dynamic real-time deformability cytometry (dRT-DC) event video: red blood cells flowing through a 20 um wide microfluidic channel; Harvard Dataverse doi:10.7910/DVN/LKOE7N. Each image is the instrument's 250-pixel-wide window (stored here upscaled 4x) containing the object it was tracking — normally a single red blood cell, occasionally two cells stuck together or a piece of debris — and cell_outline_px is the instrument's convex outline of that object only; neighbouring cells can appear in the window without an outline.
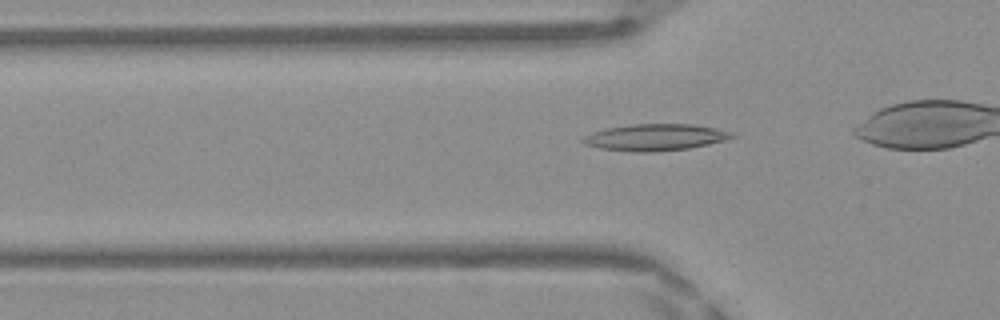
{"species": "Egyptian fruit bat (a non-hibernating species)", "species_latin": "Rousettus aegyptiacus", "temperature_condition": "warm", "stored_images_in_passage": 24, "camera_frame_rate_fps": 3000, "um_per_image_px": 0.085, "frame": {"image": 1, "passage_image": 2, "time_ms": 0.333, "image_size_px": [1000, 320], "cell_outline_px": [[736, 136], [708, 144], [688, 148], [652, 152], [636, 152], [600, 148], [584, 144], [580, 140], [584, 136], [592, 132], [604, 128], [632, 124], [692, 124], [716, 128], [732, 132]], "centroid_in_image_um": [55.65, 11.66], "position_along_channel_um": 70.2, "area_um2": 23.0}}
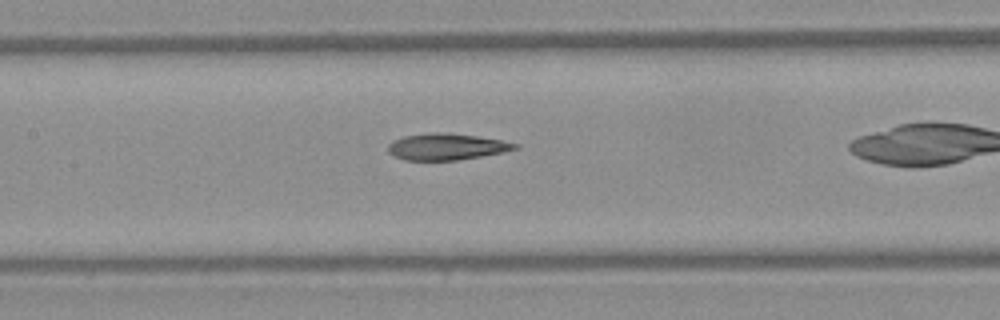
{"frame": {"image": 2, "passage_image": 9, "time_ms": 2.667, "image_size_px": [1000, 320], "cell_outline_px": [[520, 148], [504, 152], [456, 160], [404, 160], [388, 152], [388, 144], [392, 140], [404, 136], [428, 132], [444, 132], [476, 136], [500, 140], [520, 144]], "centroid_in_image_um": [37.95, 12.46], "position_along_channel_um": 169.5, "area_um2": 19.59}}
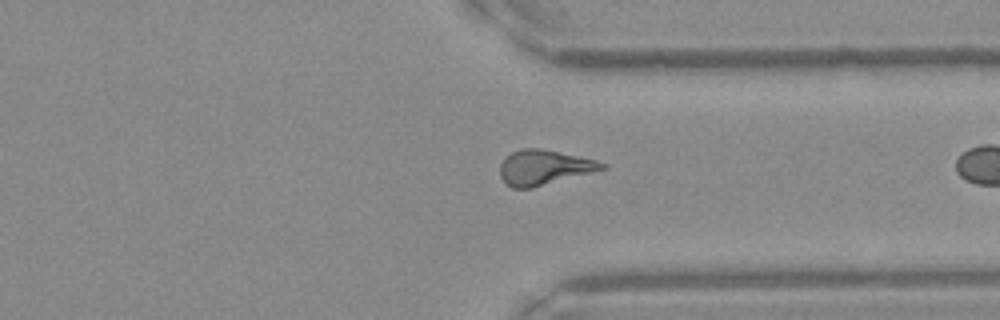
{"frame": {"image": 3, "passage_image": 23, "time_ms": 7.333, "image_size_px": [1000, 320], "cell_outline_px": [[608, 168], [532, 188], [512, 188], [500, 176], [500, 164], [512, 152], [520, 148], [540, 148], [596, 160], [608, 164]], "centroid_in_image_um": [46.27, 14.23], "position_along_channel_um": 365.1, "area_um2": 20.58}}